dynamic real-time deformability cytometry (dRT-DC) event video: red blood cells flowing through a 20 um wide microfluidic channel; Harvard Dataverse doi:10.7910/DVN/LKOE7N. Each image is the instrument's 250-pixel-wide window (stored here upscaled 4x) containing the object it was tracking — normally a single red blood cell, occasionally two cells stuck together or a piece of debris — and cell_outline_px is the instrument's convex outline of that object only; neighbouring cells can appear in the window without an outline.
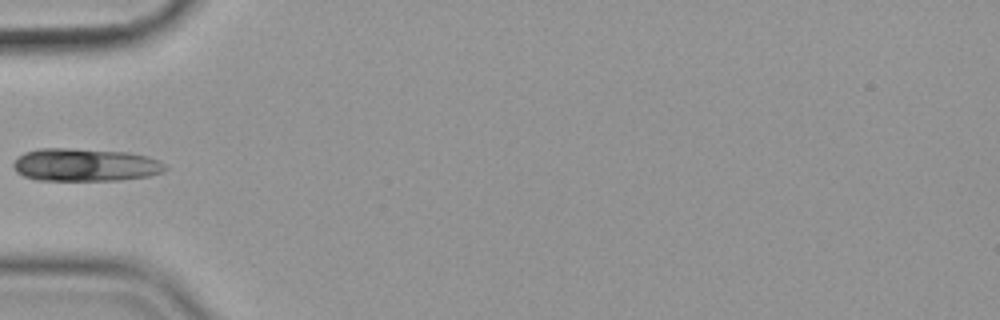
{"species": "common noctule bat (a hibernating species)", "species_latin": "Nyctalus noctula", "temperature_condition": "cold", "stored_images_in_passage": 38, "camera_frame_rate_fps": 3000, "um_per_image_px": 0.085, "animal": {"sex": "female", "body_mass_g": 19.9}, "frame": {"image": 1, "passage_image": 1, "time_ms": 0.0, "image_size_px": [1000, 320], "cell_outline_px": [[168, 168], [164, 172], [148, 176], [120, 180], [36, 180], [24, 176], [16, 172], [12, 168], [12, 164], [24, 152], [40, 148], [68, 148], [128, 152], [148, 156], [160, 160]], "centroid_in_image_um": [7.25, 14.01], "position_along_channel_um": 77.7, "area_um2": 29.25}}
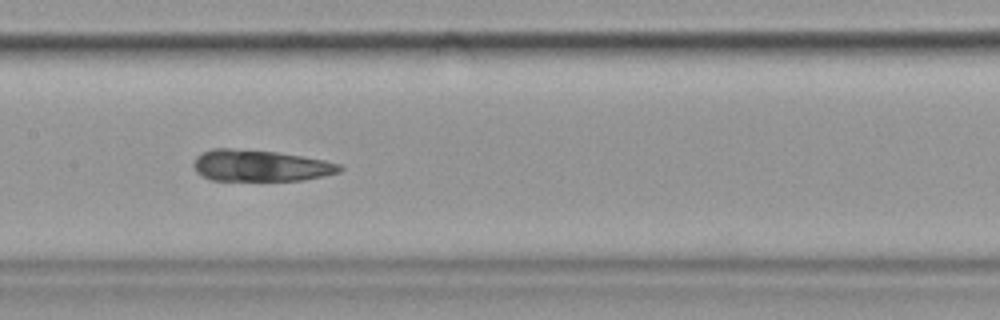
{"frame": {"image": 2, "passage_image": 10, "time_ms": 3.0, "image_size_px": [1000, 320], "cell_outline_px": [[344, 168], [340, 172], [324, 176], [304, 180], [212, 180], [196, 172], [192, 164], [196, 156], [212, 148], [232, 148], [276, 152], [324, 160], [340, 164]], "centroid_in_image_um": [22.12, 14.08], "position_along_channel_um": 185.3, "area_um2": 26.7}}
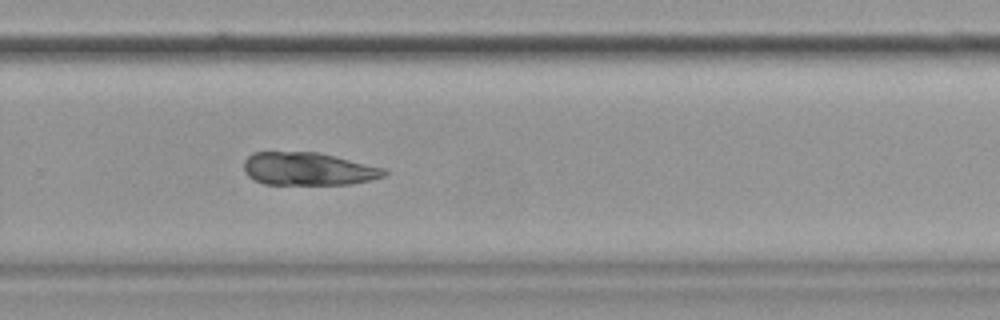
{"frame": {"image": 3, "passage_image": 20, "time_ms": 6.333, "image_size_px": [1000, 320], "cell_outline_px": [[388, 172], [384, 176], [372, 180], [348, 184], [264, 184], [248, 176], [244, 172], [244, 160], [252, 152], [316, 152], [388, 168]], "centroid_in_image_um": [26.22, 14.35], "position_along_channel_um": 303.6, "area_um2": 26.99}}